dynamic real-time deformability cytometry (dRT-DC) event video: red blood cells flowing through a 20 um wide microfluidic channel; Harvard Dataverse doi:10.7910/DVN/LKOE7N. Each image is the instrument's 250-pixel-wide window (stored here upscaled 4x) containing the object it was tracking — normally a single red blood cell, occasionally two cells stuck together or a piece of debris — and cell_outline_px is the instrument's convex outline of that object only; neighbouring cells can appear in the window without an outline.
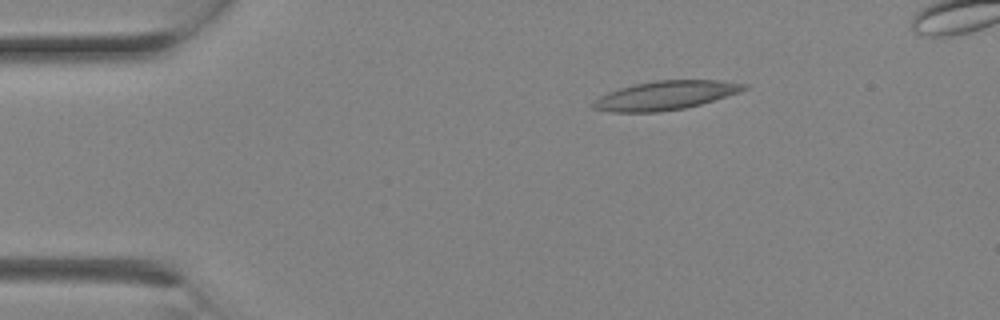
{"species": "Egyptian fruit bat (a non-hibernating species)", "species_latin": "Rousettus aegyptiacus", "temperature_condition": "room temperature", "stored_images_in_passage": 2, "camera_frame_rate_fps": 3000, "um_per_image_px": 0.085, "animal": {"sex": "female"}, "frame": {"image": 1, "passage_image": 1, "time_ms": 0.0, "image_size_px": [1000, 320], "cell_outline_px": [[748, 88], [740, 92], [700, 104], [684, 108], [656, 112], [612, 112], [592, 108], [588, 104], [600, 96], [608, 92], [620, 88], [636, 84], [656, 80], [720, 80], [748, 84]], "centroid_in_image_um": [56.55, 8.11], "position_along_channel_um": 28.5, "area_um2": 25.32}}